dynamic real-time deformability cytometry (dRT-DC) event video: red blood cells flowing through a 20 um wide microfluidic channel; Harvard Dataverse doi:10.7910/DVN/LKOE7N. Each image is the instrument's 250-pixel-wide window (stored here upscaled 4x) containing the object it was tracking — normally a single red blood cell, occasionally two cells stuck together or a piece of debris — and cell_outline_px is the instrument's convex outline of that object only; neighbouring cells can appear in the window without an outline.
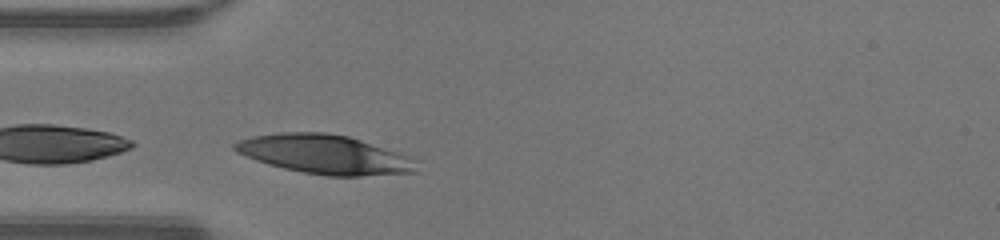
{"species": "human", "species_latin": "Homo sapiens", "temperature_condition": "warm", "stored_images_in_passage": 25, "camera_frame_rate_fps": 3000, "um_per_image_px": 0.085, "donor": {"sex": "male"}, "frame": {"image": 1, "passage_image": 1, "time_ms": 0.0, "image_size_px": [1000, 240], "cell_outline_px": [[420, 172], [360, 176], [328, 176], [304, 172], [284, 168], [268, 164], [256, 160], [236, 152], [232, 148], [232, 144], [236, 140], [252, 136], [280, 132], [324, 132], [348, 136], [408, 156], [416, 160]], "centroid_in_image_um": [27.58, 13.12], "position_along_channel_um": 57.4, "area_um2": 41.38}}
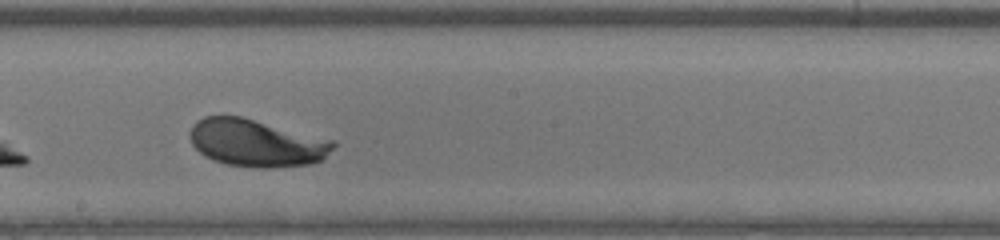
{"frame": {"image": 2, "passage_image": 13, "time_ms": 4.0, "image_size_px": [1000, 240], "cell_outline_px": [[336, 144], [324, 160], [308, 164], [268, 168], [260, 168], [228, 164], [204, 156], [192, 144], [192, 128], [196, 120], [204, 116], [240, 116], [336, 140]], "centroid_in_image_um": [21.85, 12.15], "position_along_channel_um": 226.3, "area_um2": 39.36}}
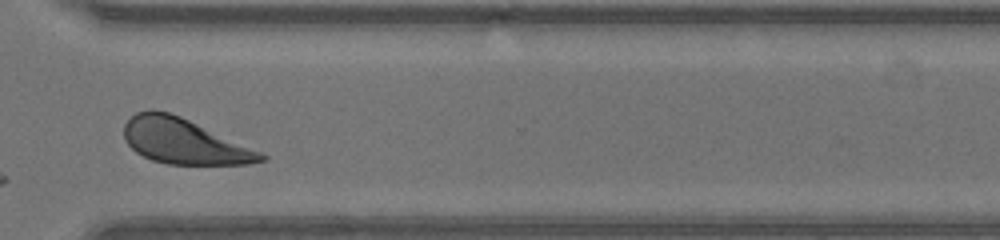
{"frame": {"image": 3, "passage_image": 22, "time_ms": 7.0, "image_size_px": [1000, 240], "cell_outline_px": [[268, 160], [248, 164], [168, 164], [152, 160], [136, 152], [124, 140], [124, 124], [136, 112], [152, 108], [168, 112], [180, 116], [264, 152], [268, 156]], "centroid_in_image_um": [15.67, 12.01], "position_along_channel_um": 354.9, "area_um2": 36.3}, "authors_computed_cell_mechanics": {"area_um2": 38.9572, "velocity_mm_per_s": 4.2916, "shape_relaxation_time_tau1_ms": 1.9469, "shape_relaxation_time_tau2_ms": null, "deformation_change_tau1": 0.1381, "deformation_change_tau2": null}}